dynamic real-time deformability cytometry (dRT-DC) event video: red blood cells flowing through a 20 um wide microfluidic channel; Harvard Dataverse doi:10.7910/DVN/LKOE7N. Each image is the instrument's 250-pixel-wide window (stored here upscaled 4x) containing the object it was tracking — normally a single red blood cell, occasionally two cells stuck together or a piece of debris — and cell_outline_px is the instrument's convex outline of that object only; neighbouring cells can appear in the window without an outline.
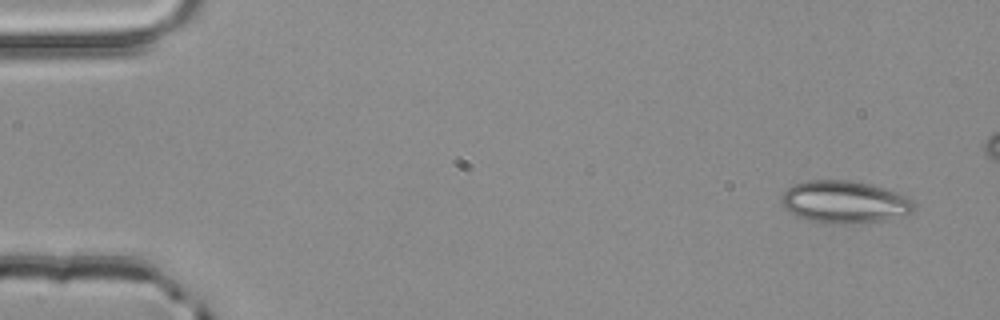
{"species": "common noctule bat (a hibernating species)", "species_latin": "Nyctalus noctula", "temperature_condition": "room temperature", "stored_images_in_passage": 3, "camera_frame_rate_fps": 3000, "um_per_image_px": 0.085, "animal": {"sex": "male", "body_mass_g": 20.4}, "frame": {"image": 1, "passage_image": 1, "time_ms": 0.0, "image_size_px": [1000, 320], "cell_outline_px": [[916, 208], [912, 212], [904, 216], [884, 220], [856, 224], [836, 224], [812, 220], [796, 216], [784, 208], [780, 204], [780, 196], [788, 188], [796, 184], [808, 180], [848, 180], [868, 184], [884, 188], [908, 196], [916, 204]], "centroid_in_image_um": [71.81, 17.18], "position_along_channel_um": 13.2, "area_um2": 32.95}}